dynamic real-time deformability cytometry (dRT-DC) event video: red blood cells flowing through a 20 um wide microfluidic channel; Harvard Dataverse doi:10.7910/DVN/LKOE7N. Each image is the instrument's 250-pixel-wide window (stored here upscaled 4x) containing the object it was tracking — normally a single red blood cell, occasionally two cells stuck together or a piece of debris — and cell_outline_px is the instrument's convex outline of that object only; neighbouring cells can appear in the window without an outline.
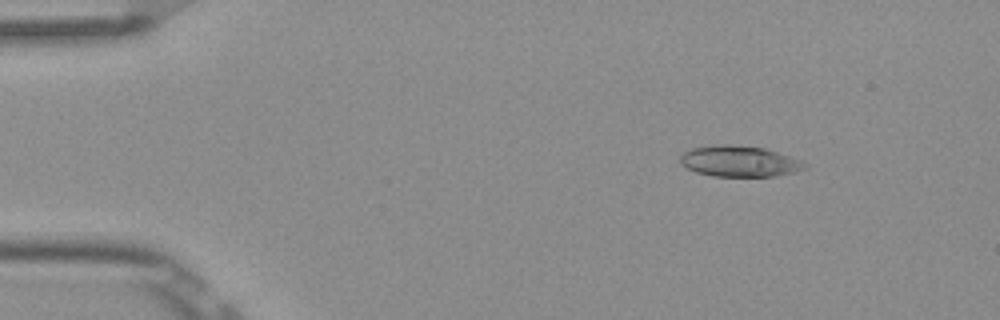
{"species": "Egyptian fruit bat (a non-hibernating species)", "species_latin": "Rousettus aegyptiacus", "temperature_condition": "room temperature", "stored_images_in_passage": 6, "camera_frame_rate_fps": 3000, "um_per_image_px": 0.085, "frame": {"image": 1, "passage_image": 3, "time_ms": 0.667, "image_size_px": [1000, 320], "cell_outline_px": [[808, 168], [796, 172], [776, 176], [712, 176], [696, 172], [680, 164], [680, 156], [684, 152], [692, 148], [716, 144], [724, 144], [764, 148], [800, 160], [808, 164]], "centroid_in_image_um": [62.85, 13.72], "position_along_channel_um": 22.1, "area_um2": 22.43}}